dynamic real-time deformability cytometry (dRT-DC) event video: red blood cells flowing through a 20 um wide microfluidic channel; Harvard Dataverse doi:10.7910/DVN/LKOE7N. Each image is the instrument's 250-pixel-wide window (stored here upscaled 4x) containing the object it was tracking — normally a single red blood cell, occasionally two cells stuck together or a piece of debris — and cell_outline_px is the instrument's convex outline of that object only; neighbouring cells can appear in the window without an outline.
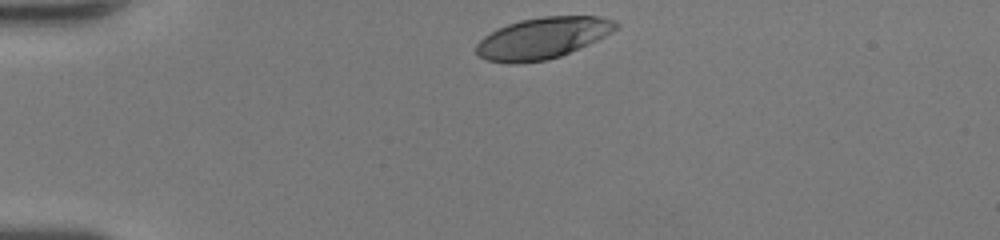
{"species": "human", "species_latin": "Homo sapiens", "temperature_condition": "room temperature", "stored_images_in_passage": 30, "camera_frame_rate_fps": 3000, "um_per_image_px": 0.085, "donor": {"sex": "female"}, "frame": {"image": 1, "passage_image": 1, "time_ms": 0.0, "image_size_px": [1000, 240], "cell_outline_px": [[620, 24], [612, 32], [588, 44], [560, 56], [548, 60], [512, 64], [508, 64], [488, 60], [480, 56], [476, 52], [476, 44], [484, 36], [508, 24], [520, 20], [544, 16], [600, 16], [616, 20]], "centroid_in_image_um": [46.13, 3.23], "position_along_channel_um": 38.9, "area_um2": 33.47}}
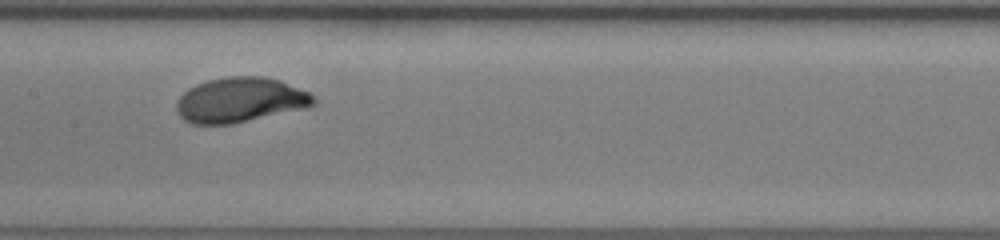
{"frame": {"image": 2, "passage_image": 15, "time_ms": 4.667, "image_size_px": [1000, 240], "cell_outline_px": [[316, 104], [304, 108], [232, 124], [192, 124], [184, 120], [176, 112], [176, 100], [188, 88], [196, 84], [208, 80], [228, 76], [264, 76], [280, 80], [308, 92], [316, 100]], "centroid_in_image_um": [20.38, 8.49], "position_along_channel_um": 187.0, "area_um2": 35.89}}
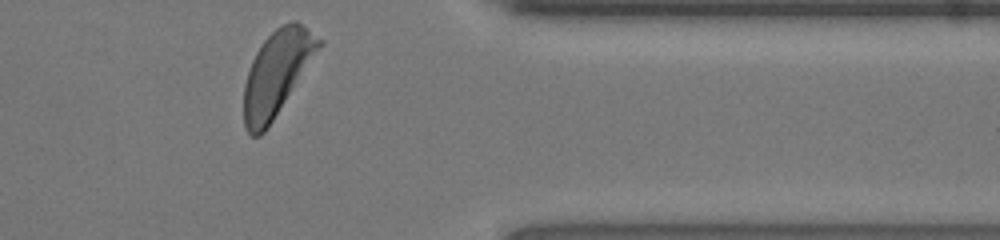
{"frame": {"image": 3, "passage_image": 30, "time_ms": 9.667, "image_size_px": [1000, 240], "cell_outline_px": [[324, 44], [268, 128], [260, 136], [252, 136], [244, 128], [244, 84], [252, 60], [256, 52], [264, 40], [276, 28], [292, 20], [296, 20], [324, 40]], "centroid_in_image_um": [23.56, 6.22], "position_along_channel_um": 387.8, "area_um2": 37.11}, "authors_computed_cell_mechanics": {"area_um2": 35.1424, "velocity_mm_per_s": 4.2446, "shape_relaxation_time_tau1_ms": 2.0, "shape_relaxation_time_tau2_ms": null, "deformation_change_tau1": 0.1457, "deformation_change_tau2": null}}